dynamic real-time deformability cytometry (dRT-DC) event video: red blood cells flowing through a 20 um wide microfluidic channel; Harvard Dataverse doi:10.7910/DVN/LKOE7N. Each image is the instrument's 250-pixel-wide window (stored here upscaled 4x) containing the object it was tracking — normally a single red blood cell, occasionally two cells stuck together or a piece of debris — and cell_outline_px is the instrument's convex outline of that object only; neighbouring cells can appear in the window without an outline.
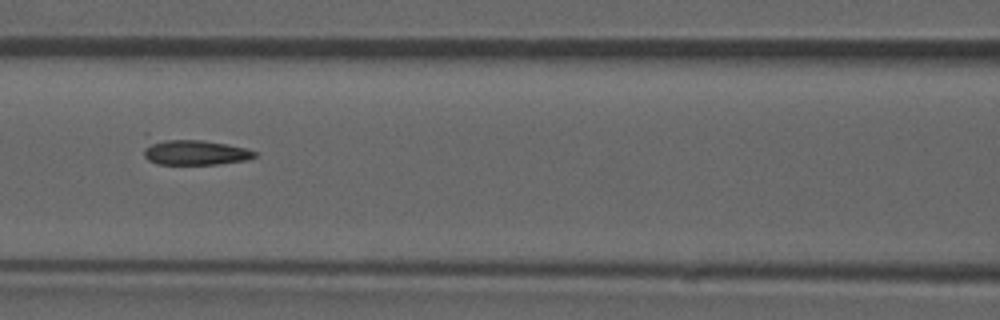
{"species": "common noctule bat (a hibernating species)", "species_latin": "Nyctalus noctula", "temperature_condition": "room temperature", "stored_images_in_passage": 52, "camera_frame_rate_fps": 3000, "um_per_image_px": 0.085, "animal": {"sex": "male", "forearm_length_mm": 52.5}, "frame": {"image": 1, "passage_image": 23, "time_ms": 7.333, "image_size_px": [1000, 320], "cell_outline_px": [[256, 156], [244, 160], [216, 164], [156, 164], [148, 160], [144, 156], [144, 148], [152, 140], [200, 140], [228, 144], [244, 148], [256, 152]], "centroid_in_image_um": [16.52, 12.96], "position_along_channel_um": 150.1, "area_um2": 16.01}, "authors_computed_cell_mechanics": {"area_um2": 16.5308, "velocity_mm_per_s": 3.9077, "shape_relaxation_time_tau1_ms": 11.0094, "shape_relaxation_time_tau2_ms": null, "deformation_change_tau1": 0.2158, "deformation_change_tau2": null}}